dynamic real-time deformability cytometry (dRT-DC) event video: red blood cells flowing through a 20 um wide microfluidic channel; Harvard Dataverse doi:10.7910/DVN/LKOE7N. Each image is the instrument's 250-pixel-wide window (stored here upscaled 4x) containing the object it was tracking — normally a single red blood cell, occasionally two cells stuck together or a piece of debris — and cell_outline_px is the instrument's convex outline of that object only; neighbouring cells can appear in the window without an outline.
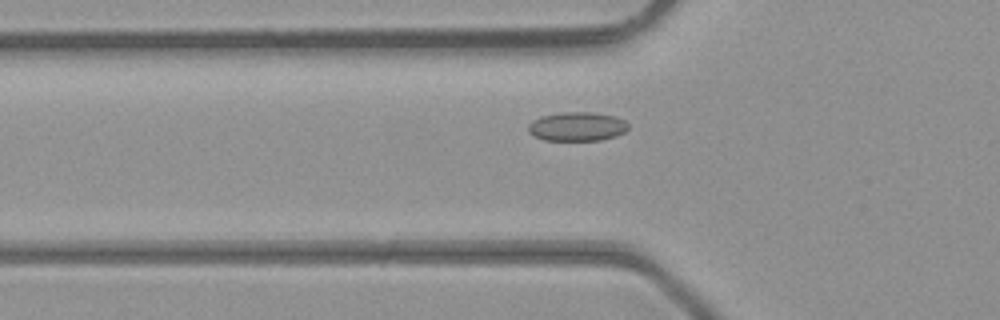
{"species": "common noctule bat (a hibernating species)", "species_latin": "Nyctalus noctula", "temperature_condition": "room temperature", "stored_images_in_passage": 27, "camera_frame_rate_fps": 3000, "um_per_image_px": 0.085, "animal": {"sex": "male", "body_mass_g": 23.1, "forearm_length_mm": 52.7}, "frame": {"image": 1, "passage_image": 2, "time_ms": 0.333, "image_size_px": [1000, 320], "cell_outline_px": [[628, 128], [624, 132], [616, 136], [600, 140], [544, 140], [528, 132], [528, 124], [532, 120], [540, 116], [564, 112], [588, 112], [616, 116], [624, 120], [628, 124]], "centroid_in_image_um": [49.05, 10.75], "position_along_channel_um": 76.8, "area_um2": 16.88}}
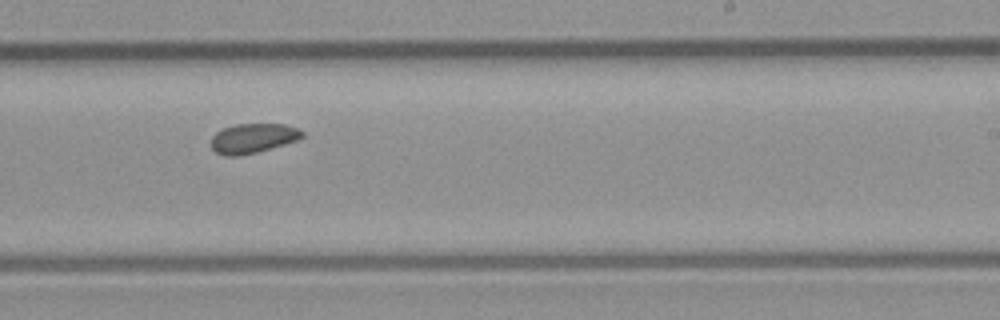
{"frame": {"image": 2, "passage_image": 15, "time_ms": 4.667, "image_size_px": [1000, 320], "cell_outline_px": [[304, 136], [296, 140], [256, 152], [240, 156], [224, 156], [216, 152], [212, 148], [212, 136], [216, 132], [224, 128], [236, 124], [284, 124], [296, 128], [304, 132]], "centroid_in_image_um": [21.48, 11.75], "position_along_channel_um": 267.5, "area_um2": 15.49}}
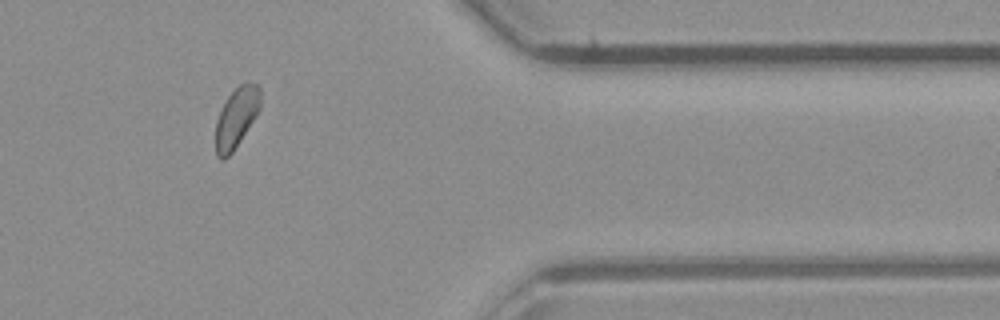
{"frame": {"image": 3, "passage_image": 25, "time_ms": 8.0, "image_size_px": [1000, 320], "cell_outline_px": [[260, 108], [256, 116], [232, 152], [224, 160], [220, 160], [216, 156], [216, 120], [228, 96], [240, 84], [256, 84], [260, 88]], "centroid_in_image_um": [20.08, 10.03], "position_along_channel_um": 391.3, "area_um2": 15.32}, "authors_computed_cell_mechanics": {"area_um2": 16.1262, "velocity_mm_per_s": 4.3932, "shape_relaxation_time_tau1_ms": null, "shape_relaxation_time_tau2_ms": 4.9299, "deformation_change_tau1": null, "deformation_change_tau2": 0.0822}}